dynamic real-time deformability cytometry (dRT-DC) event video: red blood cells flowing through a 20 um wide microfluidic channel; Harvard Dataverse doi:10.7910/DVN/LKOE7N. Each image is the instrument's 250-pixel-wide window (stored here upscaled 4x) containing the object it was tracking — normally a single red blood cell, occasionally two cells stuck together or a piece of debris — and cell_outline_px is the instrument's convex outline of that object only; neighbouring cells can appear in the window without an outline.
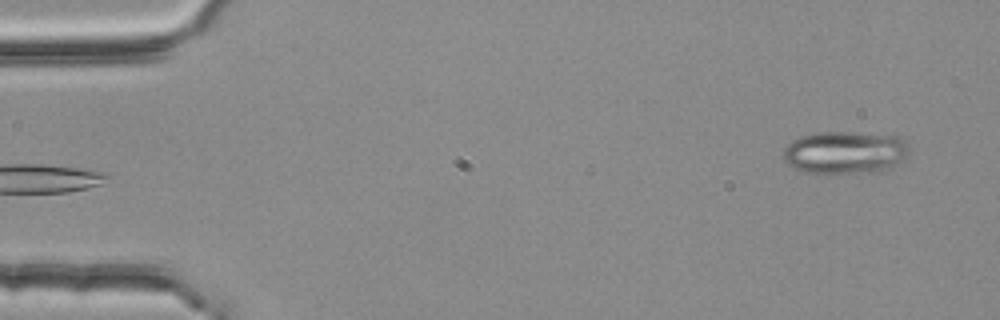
{"species": "common noctule bat (a hibernating species)", "species_latin": "Nyctalus noctula", "temperature_condition": "room temperature", "stored_images_in_passage": 4, "camera_frame_rate_fps": 3000, "um_per_image_px": 0.085, "animal": {"sex": "female", "body_mass_g": 25.1}, "frame": {"image": 1, "passage_image": 4, "time_ms": 1.0, "image_size_px": [1000, 320], "cell_outline_px": [[908, 156], [892, 168], [876, 172], [804, 172], [792, 168], [780, 156], [784, 148], [792, 140], [800, 136], [824, 132], [848, 132], [896, 136], [904, 140], [908, 144]], "centroid_in_image_um": [71.81, 12.96], "position_along_channel_um": 13.2, "area_um2": 31.27}}